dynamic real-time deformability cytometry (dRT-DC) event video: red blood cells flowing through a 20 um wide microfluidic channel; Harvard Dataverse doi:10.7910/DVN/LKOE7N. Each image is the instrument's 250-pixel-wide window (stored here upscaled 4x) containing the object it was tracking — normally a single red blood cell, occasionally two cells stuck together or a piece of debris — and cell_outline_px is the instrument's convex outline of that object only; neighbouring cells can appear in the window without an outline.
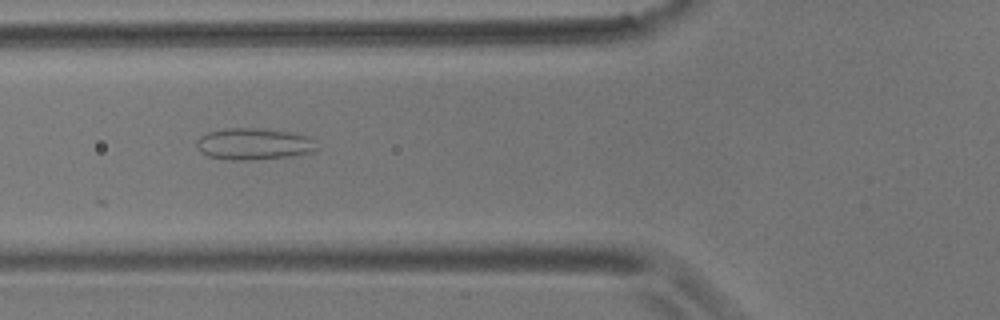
{"species": "common noctule bat (a hibernating species)", "species_latin": "Nyctalus noctula", "temperature_condition": "room temperature", "stored_images_in_passage": 6, "camera_frame_rate_fps": 3000, "um_per_image_px": 0.085, "animal": {"sex": "male", "body_mass_g": 17.9}, "frame": {"image": 1, "passage_image": 6, "time_ms": 5.667, "image_size_px": [1000, 320], "cell_outline_px": [[316, 148], [312, 152], [292, 156], [252, 160], [228, 160], [208, 156], [200, 152], [196, 144], [196, 140], [200, 136], [208, 132], [224, 128], [264, 128], [312, 136], [316, 140]], "centroid_in_image_um": [21.58, 12.23], "position_along_channel_um": 104.2, "area_um2": 22.48}}